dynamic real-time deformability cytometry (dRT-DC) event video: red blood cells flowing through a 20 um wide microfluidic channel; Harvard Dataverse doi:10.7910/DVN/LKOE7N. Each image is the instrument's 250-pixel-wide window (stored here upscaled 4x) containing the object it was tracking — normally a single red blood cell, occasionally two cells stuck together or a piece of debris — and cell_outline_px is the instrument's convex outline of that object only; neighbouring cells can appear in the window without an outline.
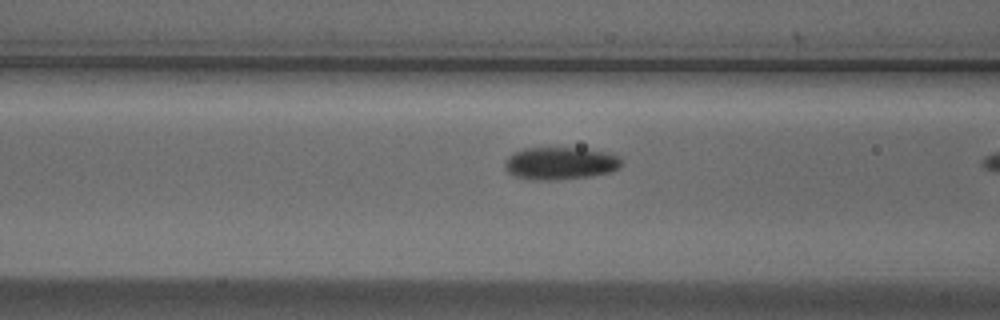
{"species": "Egyptian fruit bat (a non-hibernating species)", "species_latin": "Rousettus aegyptiacus", "temperature_condition": "cold", "stored_images_in_passage": 11, "camera_frame_rate_fps": 3000, "um_per_image_px": 0.085, "animal": {"sex": "male"}, "frame": {"image": 1, "passage_image": 10, "time_ms": 3.0, "image_size_px": [1000, 320], "cell_outline_px": [[624, 164], [620, 168], [612, 172], [592, 176], [556, 180], [532, 180], [512, 176], [504, 168], [504, 164], [508, 156], [512, 152], [524, 148], [580, 148], [608, 152], [620, 156], [624, 160]], "centroid_in_image_um": [47.66, 13.89], "position_along_channel_um": 118.9, "area_um2": 22.72}}